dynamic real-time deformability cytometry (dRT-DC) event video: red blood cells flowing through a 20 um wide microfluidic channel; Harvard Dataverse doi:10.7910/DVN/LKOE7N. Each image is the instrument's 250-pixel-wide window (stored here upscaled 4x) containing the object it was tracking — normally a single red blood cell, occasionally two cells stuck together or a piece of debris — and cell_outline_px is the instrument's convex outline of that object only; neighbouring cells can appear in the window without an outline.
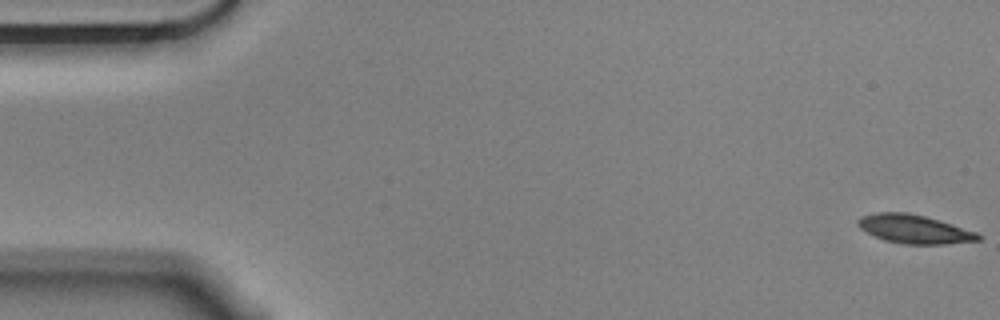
{"species": "Egyptian fruit bat (a non-hibernating species)", "species_latin": "Rousettus aegyptiacus", "temperature_condition": "cold", "stored_images_in_passage": 57, "segment_of_instrument_passage": [1, 2], "camera_frame_rate_fps": 3000, "um_per_image_px": 0.085, "animal": {"sex": "male"}, "frame": {"image": 1, "passage_image": 1, "time_ms": 0.0, "image_size_px": [1000, 320], "cell_outline_px": [[980, 240], [944, 244], [908, 244], [884, 240], [860, 228], [856, 224], [856, 220], [860, 216], [876, 212], [908, 212], [940, 220], [976, 232], [980, 236]], "centroid_in_image_um": [77.68, 19.46], "position_along_channel_um": 7.3, "area_um2": 19.94}}
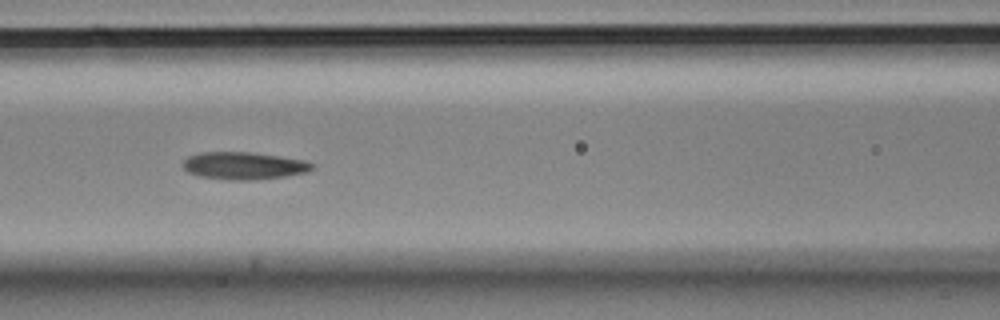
{"frame": {"image": 2, "passage_image": 24, "time_ms": 7.667, "image_size_px": [1000, 320], "cell_outline_px": [[316, 168], [308, 172], [284, 176], [256, 180], [232, 180], [196, 176], [188, 172], [184, 168], [184, 160], [188, 156], [200, 152], [252, 152], [304, 160], [312, 164]], "centroid_in_image_um": [20.72, 14.09], "position_along_channel_um": 145.9, "area_um2": 20.69}}
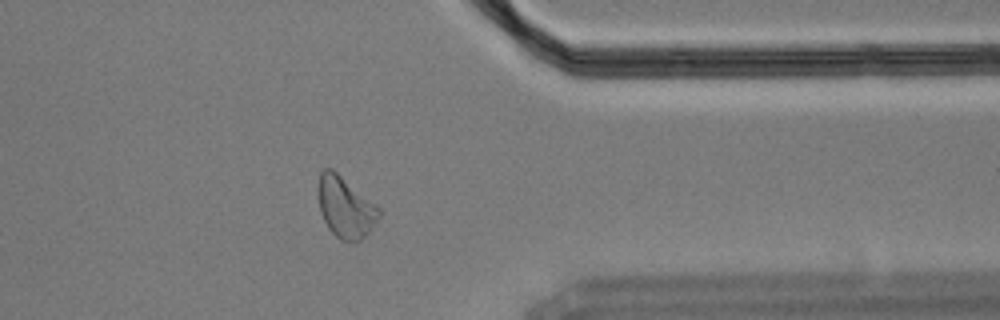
{"frame": {"image": 3, "passage_image": 45, "time_ms": 14.667, "image_size_px": [1000, 320], "cell_outline_px": [[380, 216], [368, 232], [356, 244], [352, 244], [340, 240], [328, 228], [320, 212], [316, 192], [316, 188], [320, 172], [324, 168], [332, 168], [380, 208]], "centroid_in_image_um": [29.31, 17.62], "position_along_channel_um": 382.1, "area_um2": 21.91}}